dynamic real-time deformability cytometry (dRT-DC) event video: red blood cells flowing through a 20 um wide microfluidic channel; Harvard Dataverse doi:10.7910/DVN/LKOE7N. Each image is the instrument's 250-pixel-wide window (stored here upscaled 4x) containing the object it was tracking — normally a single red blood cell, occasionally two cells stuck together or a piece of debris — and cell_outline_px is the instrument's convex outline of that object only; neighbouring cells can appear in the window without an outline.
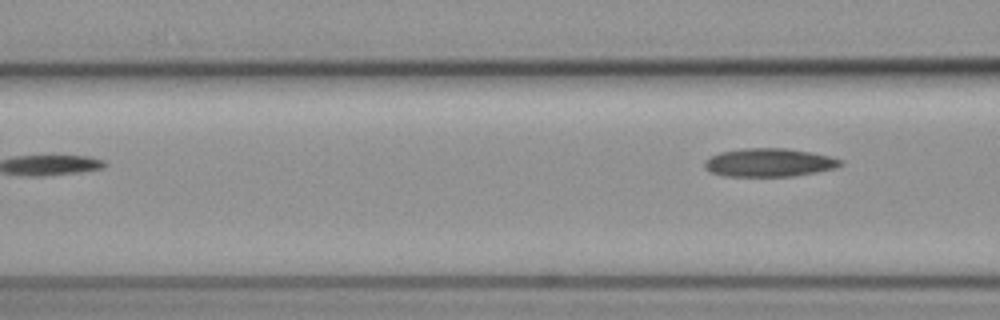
{"species": "common noctule bat (a hibernating species)", "species_latin": "Nyctalus noctula", "temperature_condition": "cold", "stored_images_in_passage": 5, "camera_frame_rate_fps": 3000, "um_per_image_px": 0.085, "animal": {"sex": "female", "body_mass_g": 19.3, "forearm_length_mm": 54.1}, "frame": {"image": 1, "passage_image": 5, "time_ms": 1.333, "image_size_px": [1000, 320], "cell_outline_px": [[844, 164], [836, 168], [816, 172], [792, 176], [724, 176], [712, 172], [704, 168], [704, 160], [720, 152], [744, 148], [788, 148], [812, 152], [844, 160]], "centroid_in_image_um": [65.4, 13.81], "position_along_channel_um": 101.2, "area_um2": 22.54}}